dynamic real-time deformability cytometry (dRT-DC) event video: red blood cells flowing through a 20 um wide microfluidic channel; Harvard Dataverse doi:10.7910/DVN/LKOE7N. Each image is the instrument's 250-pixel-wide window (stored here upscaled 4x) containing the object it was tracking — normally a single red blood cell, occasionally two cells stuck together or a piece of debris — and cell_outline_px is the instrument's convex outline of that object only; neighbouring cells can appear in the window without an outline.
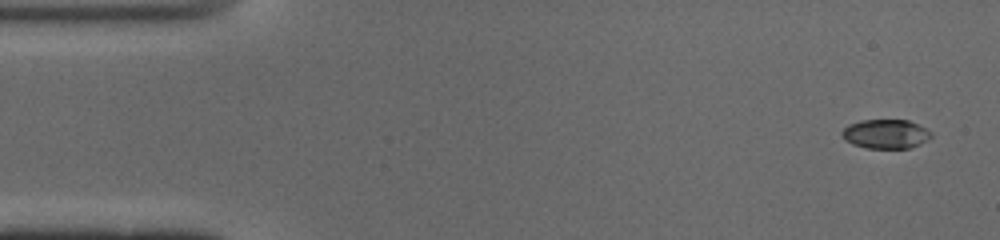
{"species": "common noctule bat (a hibernating species)", "species_latin": "Nyctalus noctula", "temperature_condition": "cold", "stored_images_in_passage": 49, "camera_frame_rate_fps": 3000, "um_per_image_px": 0.085, "animal": {"sex": "male", "body_mass_g": 19.0, "forearm_length_mm": 50.8}, "frame": {"image": 1, "passage_image": 3, "time_ms": 0.667, "image_size_px": [1000, 240], "cell_outline_px": [[932, 136], [928, 140], [912, 148], [868, 148], [852, 144], [844, 140], [840, 132], [848, 124], [860, 120], [908, 120], [932, 132]], "centroid_in_image_um": [75.26, 11.39], "position_along_channel_um": 9.7, "area_um2": 15.26}}
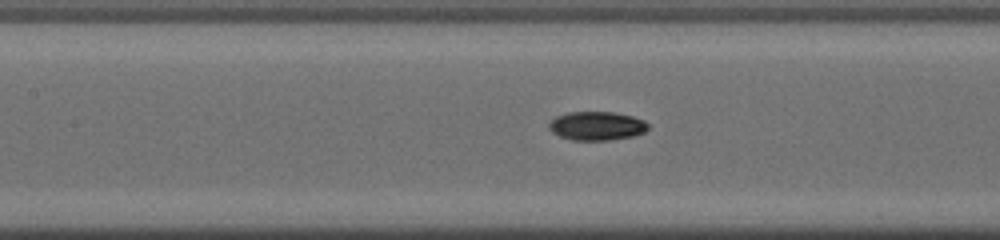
{"frame": {"image": 2, "passage_image": 23, "time_ms": 7.333, "image_size_px": [1000, 240], "cell_outline_px": [[648, 128], [644, 132], [632, 136], [608, 140], [572, 140], [560, 136], [552, 132], [548, 128], [548, 124], [556, 116], [568, 112], [616, 112], [632, 116], [644, 120], [648, 124]], "centroid_in_image_um": [50.71, 10.69], "position_along_channel_um": 156.7, "area_um2": 16.59}}
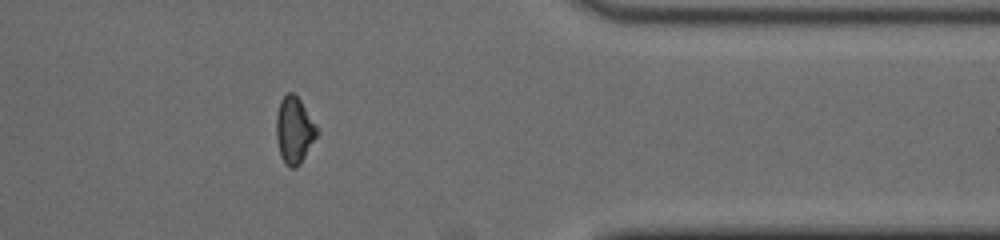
{"frame": {"image": 3, "passage_image": 42, "time_ms": 13.667, "image_size_px": [1000, 240], "cell_outline_px": [[320, 132], [300, 164], [296, 168], [292, 168], [280, 156], [276, 140], [276, 116], [280, 100], [288, 92], [292, 92], [300, 100], [316, 124]], "centroid_in_image_um": [25.02, 11.06], "position_along_channel_um": 386.4, "area_um2": 15.84}, "authors_computed_cell_mechanics": {"area_um2": 15.8372, "velocity_mm_per_s": 3.9398, "shape_relaxation_time_tau1_ms": null, "shape_relaxation_time_tau2_ms": 3.3888, "deformation_change_tau1": null, "deformation_change_tau2": 0.0736}}